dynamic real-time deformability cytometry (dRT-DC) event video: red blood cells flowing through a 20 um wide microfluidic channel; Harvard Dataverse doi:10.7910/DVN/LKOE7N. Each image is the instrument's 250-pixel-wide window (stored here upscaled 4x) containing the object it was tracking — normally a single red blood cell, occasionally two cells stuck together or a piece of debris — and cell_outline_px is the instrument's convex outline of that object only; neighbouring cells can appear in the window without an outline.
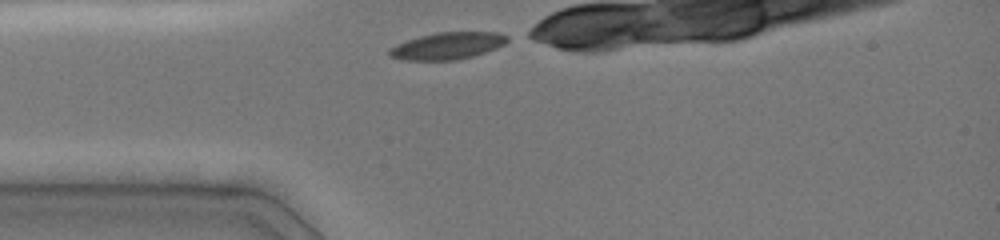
{"species": "common noctule bat (a hibernating species)", "species_latin": "Nyctalus noctula", "temperature_condition": "cold", "stored_images_in_passage": 14, "camera_frame_rate_fps": 3000, "um_per_image_px": 0.085, "animal": {"sex": "female", "body_mass_g": 19.0, "forearm_length_mm": 51.5}, "frame": {"image": 1, "passage_image": 1, "time_ms": 0.0, "image_size_px": [1000, 240], "cell_outline_px": [[508, 40], [504, 44], [496, 48], [472, 56], [456, 60], [400, 60], [388, 56], [388, 48], [396, 44], [420, 36], [436, 32], [500, 32], [508, 36]], "centroid_in_image_um": [38.0, 3.89], "position_along_channel_um": 47.0, "area_um2": 18.61}}